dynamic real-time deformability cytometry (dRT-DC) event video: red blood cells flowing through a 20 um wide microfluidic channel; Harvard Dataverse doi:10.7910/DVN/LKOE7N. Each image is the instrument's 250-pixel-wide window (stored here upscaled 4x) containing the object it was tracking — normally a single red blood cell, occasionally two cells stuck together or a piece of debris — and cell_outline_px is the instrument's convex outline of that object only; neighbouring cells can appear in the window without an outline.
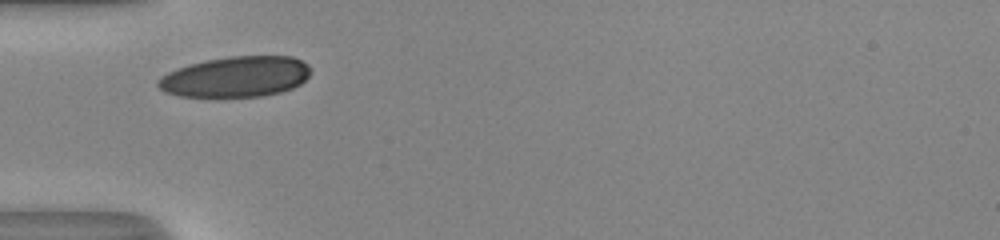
{"species": "human", "species_latin": "Homo sapiens", "temperature_condition": "room temperature", "stored_images_in_passage": 26, "camera_frame_rate_fps": 3000, "um_per_image_px": 0.085, "donor": {"sex": "male"}, "frame": {"image": 1, "passage_image": 1, "time_ms": 0.0, "image_size_px": [1000, 240], "cell_outline_px": [[312, 72], [300, 84], [292, 88], [280, 92], [260, 96], [180, 96], [168, 92], [160, 88], [156, 84], [156, 80], [168, 72], [188, 64], [208, 60], [232, 56], [292, 56], [308, 64], [312, 68]], "centroid_in_image_um": [20.08, 6.51], "position_along_channel_um": 64.9, "area_um2": 35.89}}
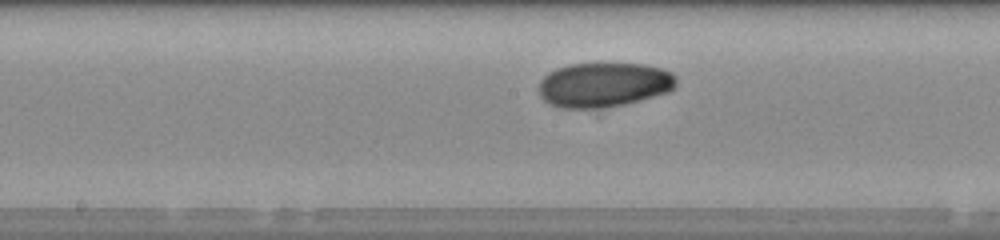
{"frame": {"image": 2, "passage_image": 11, "time_ms": 3.333, "image_size_px": [1000, 240], "cell_outline_px": [[676, 84], [668, 92], [624, 104], [588, 108], [564, 108], [552, 104], [544, 100], [540, 96], [540, 80], [548, 72], [556, 68], [568, 64], [644, 64], [660, 68], [672, 72], [676, 76]], "centroid_in_image_um": [51.32, 7.19], "position_along_channel_um": 196.9, "area_um2": 35.32}}
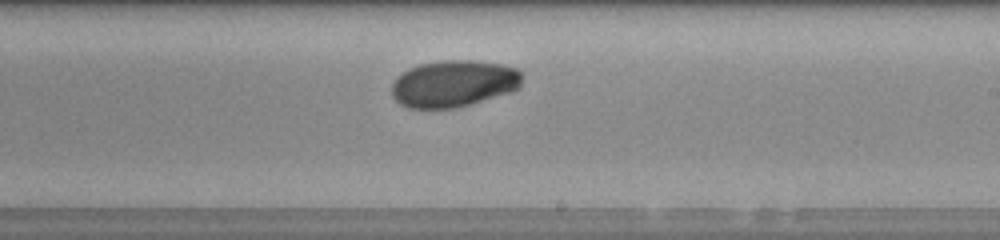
{"frame": {"image": 3, "passage_image": 15, "time_ms": 4.667, "image_size_px": [1000, 240], "cell_outline_px": [[520, 88], [512, 92], [456, 108], [408, 108], [400, 104], [392, 96], [392, 84], [396, 76], [408, 68], [420, 64], [444, 60], [472, 60], [504, 64], [516, 68], [520, 72]], "centroid_in_image_um": [38.55, 7.1], "position_along_channel_um": 250.4, "area_um2": 35.78}, "authors_computed_cell_mechanics": {"area_um2": 35.836, "velocity_mm_per_s": 4.0295, "shape_relaxation_time_tau1_ms": 4.2149, "shape_relaxation_time_tau2_ms": 5.8898, "deformation_change_tau1": 0.1128, "deformation_change_tau2": 0.0541}}